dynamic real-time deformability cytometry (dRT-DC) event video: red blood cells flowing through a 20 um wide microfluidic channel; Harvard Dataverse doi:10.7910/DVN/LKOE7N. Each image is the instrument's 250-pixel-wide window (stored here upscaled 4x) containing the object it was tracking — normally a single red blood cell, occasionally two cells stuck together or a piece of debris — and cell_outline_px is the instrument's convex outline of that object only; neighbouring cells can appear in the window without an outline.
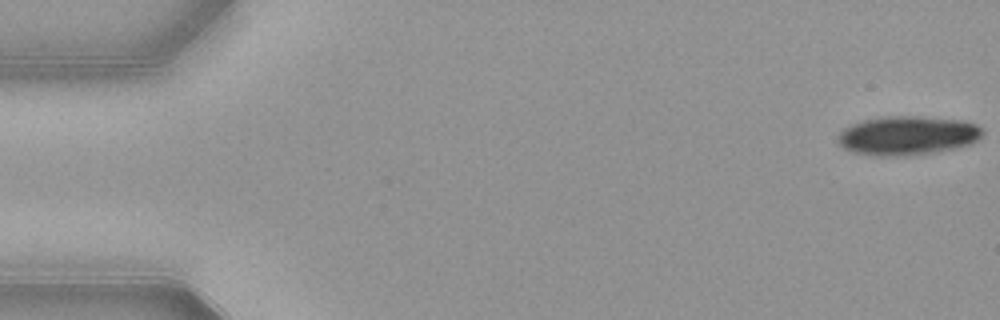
{"species": "common noctule bat (a hibernating species)", "species_latin": "Nyctalus noctula", "temperature_condition": "warm", "stored_images_in_passage": 10, "camera_frame_rate_fps": 3000, "um_per_image_px": 0.085, "animal": {"sex": "female", "body_mass_g": 21.9}, "frame": {"image": 1, "passage_image": 1, "time_ms": 0.0, "image_size_px": [1000, 320], "cell_outline_px": [[984, 136], [972, 144], [936, 152], [912, 156], [876, 156], [852, 152], [844, 148], [836, 140], [836, 136], [844, 128], [852, 124], [864, 120], [888, 116], [920, 116], [964, 120], [976, 124], [984, 128]], "centroid_in_image_um": [77.18, 11.53], "position_along_channel_um": 7.8, "area_um2": 33.47}}